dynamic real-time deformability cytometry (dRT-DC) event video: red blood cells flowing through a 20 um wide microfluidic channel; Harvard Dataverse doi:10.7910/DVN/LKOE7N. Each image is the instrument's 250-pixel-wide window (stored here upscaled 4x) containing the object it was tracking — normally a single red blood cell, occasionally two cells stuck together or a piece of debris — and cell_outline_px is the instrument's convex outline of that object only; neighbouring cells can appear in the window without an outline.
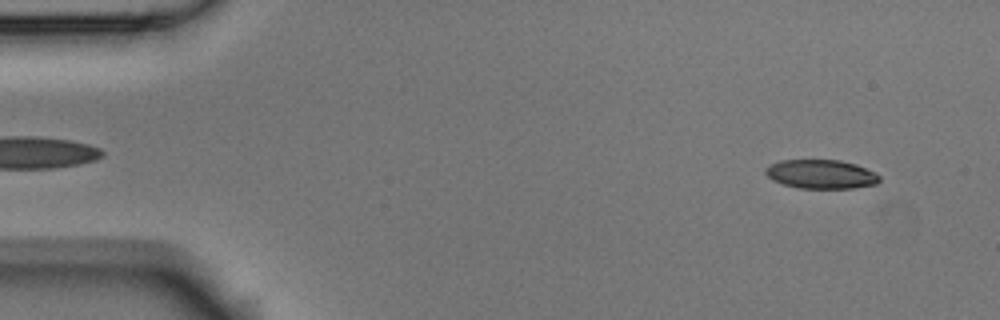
{"species": "Egyptian fruit bat (a non-hibernating species)", "species_latin": "Rousettus aegyptiacus", "temperature_condition": "room temperature", "stored_images_in_passage": 5, "camera_frame_rate_fps": 3000, "um_per_image_px": 0.085, "animal": {"sex": "male"}, "frame": {"image": 1, "passage_image": 1, "time_ms": 0.0, "image_size_px": [1000, 320], "cell_outline_px": [[880, 180], [876, 184], [852, 188], [800, 188], [784, 184], [772, 180], [764, 172], [764, 168], [768, 164], [780, 160], [840, 160], [856, 164], [880, 176]], "centroid_in_image_um": [69.74, 14.8], "position_along_channel_um": 15.3, "area_um2": 19.19}}
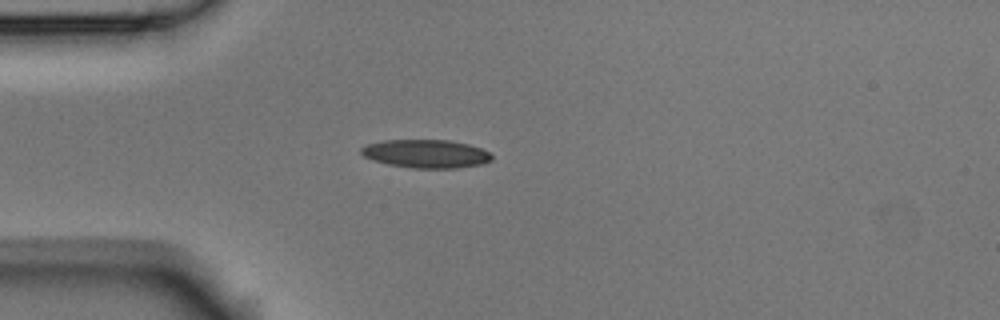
{"frame": {"image": 2, "passage_image": 4, "time_ms": 1.0, "image_size_px": [1000, 320], "cell_outline_px": [[492, 160], [480, 164], [456, 168], [412, 168], [388, 164], [364, 156], [360, 152], [360, 148], [368, 144], [380, 140], [448, 140], [468, 144], [480, 148], [488, 152], [492, 156]], "centroid_in_image_um": [36.2, 13.06], "position_along_channel_um": 48.8, "area_um2": 21.39}}